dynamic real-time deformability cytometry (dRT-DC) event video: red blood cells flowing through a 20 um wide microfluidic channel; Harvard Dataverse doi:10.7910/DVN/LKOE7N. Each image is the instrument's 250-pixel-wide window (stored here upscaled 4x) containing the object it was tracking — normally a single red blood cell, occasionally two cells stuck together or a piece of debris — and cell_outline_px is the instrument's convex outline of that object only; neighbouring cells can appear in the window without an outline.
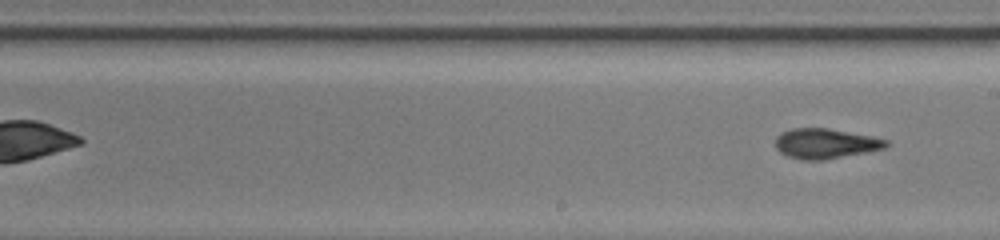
{"species": "common noctule bat (a hibernating species)", "species_latin": "Nyctalus noctula", "temperature_condition": "warm", "stored_images_in_passage": 19, "segment_of_instrument_passage": [2, 2], "camera_frame_rate_fps": 3000, "um_per_image_px": 0.085, "animal": {"sex": "female", "body_mass_g": 19.5, "forearm_length_mm": 54.1}, "frame": {"image": 1, "passage_image": 19, "time_ms": 8.0, "image_size_px": [1000, 240], "cell_outline_px": [[888, 144], [884, 148], [868, 152], [824, 160], [800, 160], [788, 156], [780, 152], [776, 148], [776, 136], [784, 132], [796, 128], [824, 128], [868, 136], [888, 140]], "centroid_in_image_um": [70.14, 12.22], "position_along_channel_um": 218.9, "area_um2": 19.02}}